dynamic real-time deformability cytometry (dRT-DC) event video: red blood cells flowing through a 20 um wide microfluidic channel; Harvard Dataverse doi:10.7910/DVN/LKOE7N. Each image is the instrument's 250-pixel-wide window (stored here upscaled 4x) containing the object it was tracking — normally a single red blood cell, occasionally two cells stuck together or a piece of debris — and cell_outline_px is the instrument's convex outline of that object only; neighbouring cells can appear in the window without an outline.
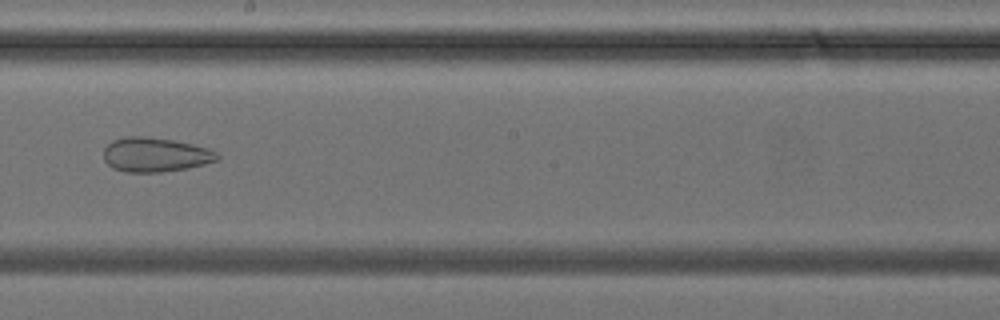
{"species": "common noctule bat (a hibernating species)", "species_latin": "Nyctalus noctula", "temperature_condition": "cold", "stored_images_in_passage": 40, "camera_frame_rate_fps": 3000, "um_per_image_px": 0.085, "animal": {"sex": "female", "body_mass_g": 24.6, "forearm_length_mm": 56.2}, "frame": {"image": 1, "passage_image": 23, "time_ms": 7.333, "image_size_px": [1000, 320], "cell_outline_px": [[220, 156], [216, 160], [204, 164], [184, 168], [160, 172], [124, 172], [112, 168], [104, 160], [104, 148], [112, 140], [128, 136], [140, 136], [172, 140], [192, 144], [208, 148], [216, 152]], "centroid_in_image_um": [13.16, 13.15], "position_along_channel_um": 235.0, "area_um2": 22.54}}
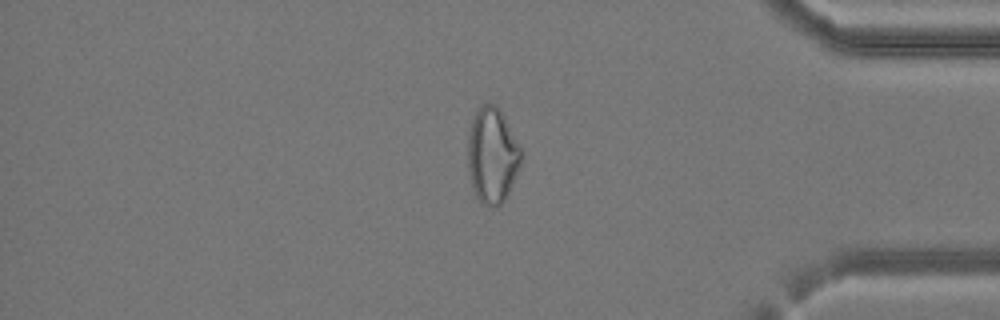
{"frame": {"image": 2, "passage_image": 34, "time_ms": 11.0, "image_size_px": [1000, 320], "cell_outline_px": [[524, 156], [512, 184], [504, 200], [496, 208], [488, 208], [476, 196], [472, 188], [468, 168], [468, 132], [472, 116], [484, 104], [496, 104], [504, 116], [520, 144], [524, 152]], "centroid_in_image_um": [41.85, 13.21], "position_along_channel_um": 393.3, "area_um2": 30.06}}